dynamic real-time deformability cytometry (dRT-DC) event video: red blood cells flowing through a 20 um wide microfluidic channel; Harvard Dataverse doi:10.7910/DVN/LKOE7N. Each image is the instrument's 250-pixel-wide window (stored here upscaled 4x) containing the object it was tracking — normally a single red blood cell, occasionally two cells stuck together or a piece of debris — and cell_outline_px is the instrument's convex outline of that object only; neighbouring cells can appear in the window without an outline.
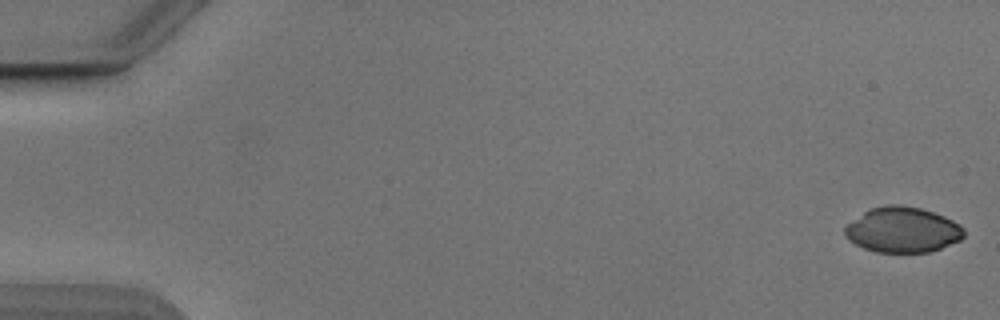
{"species": "Egyptian fruit bat (a non-hibernating species)", "species_latin": "Rousettus aegyptiacus", "temperature_condition": "cold", "stored_images_in_passage": 53, "camera_frame_rate_fps": 3000, "um_per_image_px": 0.085, "animal": {"sex": "male"}, "frame": {"image": 1, "passage_image": 1, "time_ms": 0.0, "image_size_px": [1000, 320], "cell_outline_px": [[964, 236], [960, 240], [940, 248], [928, 252], [876, 252], [864, 248], [848, 240], [844, 232], [844, 228], [848, 224], [864, 212], [872, 208], [884, 204], [900, 204], [920, 208], [944, 216], [960, 224], [964, 228]], "centroid_in_image_um": [76.72, 19.53], "position_along_channel_um": 8.3, "area_um2": 31.39}}
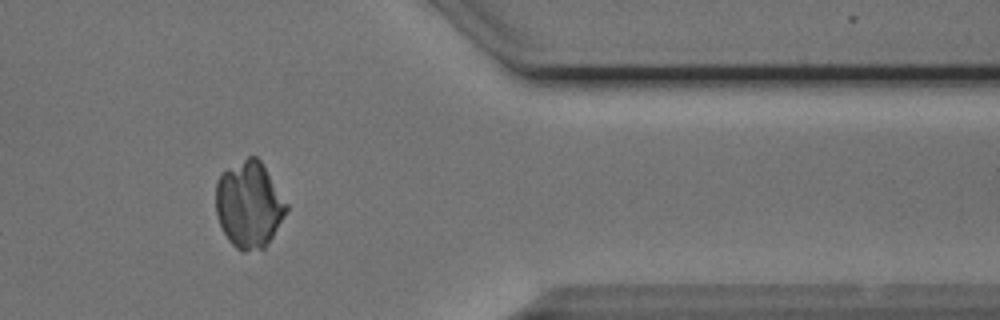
{"frame": {"image": 2, "passage_image": 44, "time_ms": 14.333, "image_size_px": [1000, 320], "cell_outline_px": [[288, 208], [272, 236], [264, 248], [244, 252], [236, 248], [228, 240], [216, 216], [216, 180], [228, 168], [248, 156], [256, 156], [260, 160], [288, 204]], "centroid_in_image_um": [21.15, 17.39], "position_along_channel_um": 390.2, "area_um2": 35.2}}
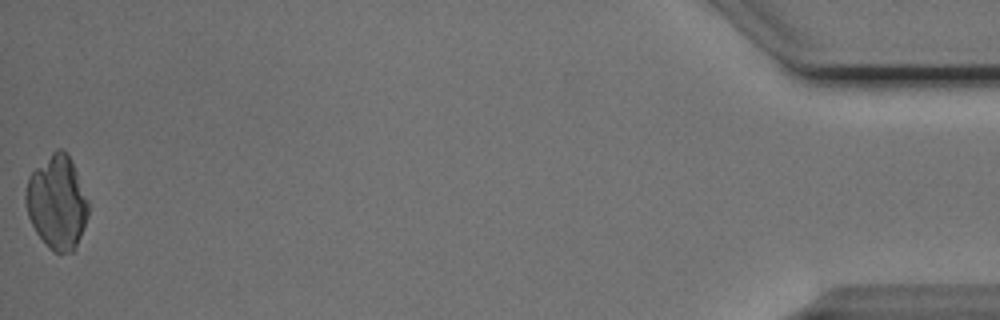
{"frame": {"image": 3, "passage_image": 53, "time_ms": 17.333, "image_size_px": [1000, 320], "cell_outline_px": [[88, 216], [84, 228], [76, 248], [72, 252], [60, 256], [52, 252], [48, 248], [36, 232], [28, 216], [24, 200], [24, 192], [28, 176], [56, 148], [64, 148], [68, 152], [72, 160], [88, 200]], "centroid_in_image_um": [4.84, 17.22], "position_along_channel_um": 430.4, "area_um2": 34.8}}